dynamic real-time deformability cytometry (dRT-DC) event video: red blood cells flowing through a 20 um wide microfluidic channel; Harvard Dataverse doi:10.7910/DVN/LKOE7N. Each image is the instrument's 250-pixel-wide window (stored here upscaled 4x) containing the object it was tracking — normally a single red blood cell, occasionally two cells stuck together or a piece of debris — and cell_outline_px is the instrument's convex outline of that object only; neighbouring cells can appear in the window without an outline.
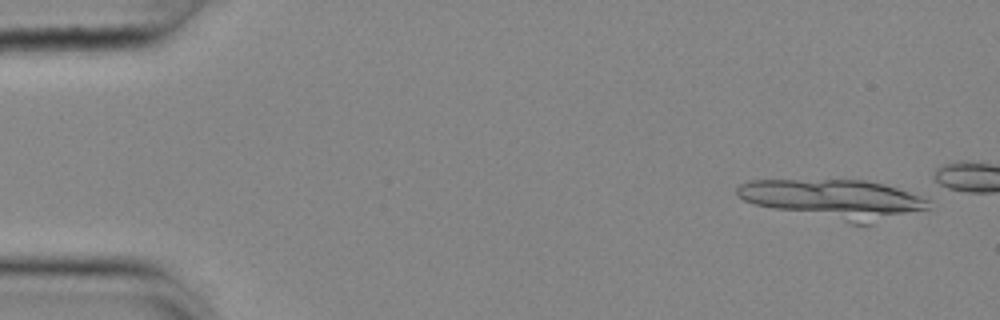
{"species": "common noctule bat (a hibernating species)", "species_latin": "Nyctalus noctula", "temperature_condition": "cold", "stored_images_in_passage": 13, "camera_frame_rate_fps": 3000, "um_per_image_px": 0.085, "animal": {"sex": "female", "body_mass_g": 25.1}, "frame": {"image": 1, "passage_image": 3, "time_ms": 0.667, "image_size_px": [1000, 320], "cell_outline_px": [[928, 208], [872, 224], [852, 224], [772, 208], [756, 204], [744, 200], [736, 196], [736, 188], [740, 184], [748, 180], [864, 180], [884, 184], [908, 192], [928, 200]], "centroid_in_image_um": [70.84, 16.93], "position_along_channel_um": 14.2, "area_um2": 43.41}}